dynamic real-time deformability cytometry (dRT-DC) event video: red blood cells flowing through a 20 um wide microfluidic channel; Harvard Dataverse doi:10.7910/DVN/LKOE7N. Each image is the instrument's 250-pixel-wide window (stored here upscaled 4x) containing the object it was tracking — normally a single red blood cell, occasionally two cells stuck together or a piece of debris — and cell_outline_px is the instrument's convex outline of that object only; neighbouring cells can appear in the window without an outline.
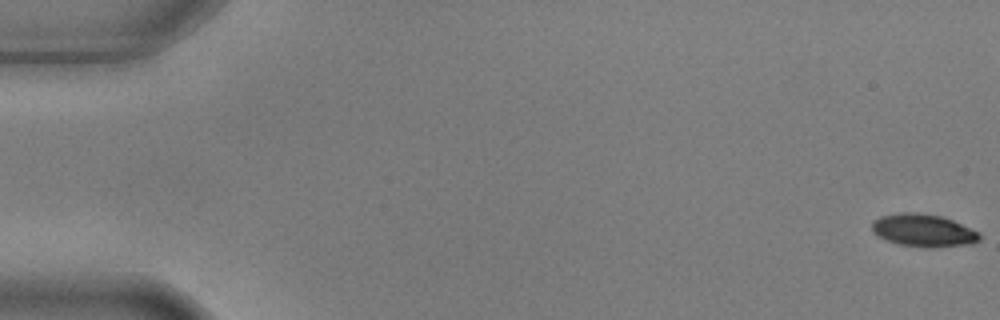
{"species": "common noctule bat (a hibernating species)", "species_latin": "Nyctalus noctula", "temperature_condition": "warm", "stored_images_in_passage": 9, "camera_frame_rate_fps": 3000, "um_per_image_px": 0.085, "animal": {"sex": "male", "body_mass_g": 17.9, "forearm_length_mm": 54.2}, "frame": {"image": 1, "passage_image": 1, "time_ms": 0.0, "image_size_px": [1000, 320], "cell_outline_px": [[980, 240], [972, 244], [924, 248], [900, 244], [876, 236], [872, 232], [872, 220], [880, 216], [900, 212], [920, 212], [940, 216], [952, 220], [980, 232]], "centroid_in_image_um": [78.47, 19.58], "position_along_channel_um": 6.5, "area_um2": 20.63}}
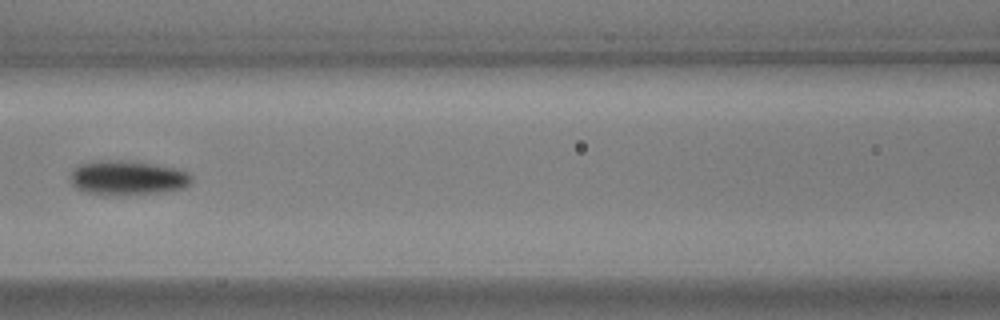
{"frame": {"image": 2, "passage_image": 7, "time_ms": 2.0, "image_size_px": [1000, 320], "cell_outline_px": [[192, 184], [184, 188], [164, 192], [104, 196], [84, 192], [76, 188], [72, 184], [72, 168], [80, 164], [92, 160], [120, 160], [152, 164], [180, 168], [188, 172], [192, 176]], "centroid_in_image_um": [10.85, 15.12], "position_along_channel_um": 155.7, "area_um2": 24.8}}
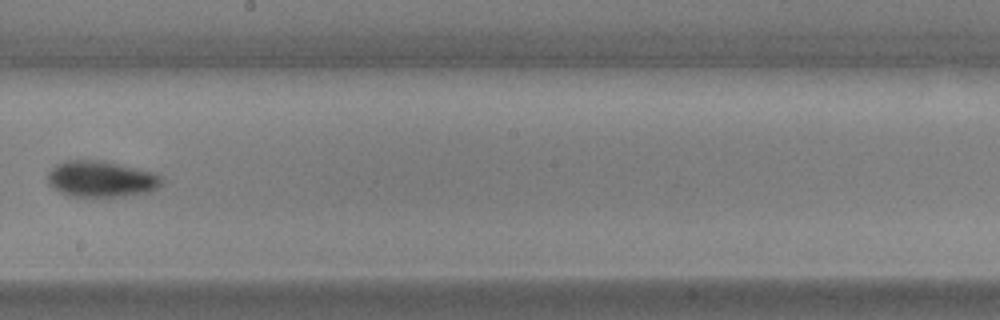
{"frame": {"image": 3, "passage_image": 9, "time_ms": 2.667, "image_size_px": [1000, 320], "cell_outline_px": [[164, 180], [152, 192], [124, 196], [68, 196], [60, 192], [48, 184], [48, 172], [56, 164], [68, 160], [100, 160], [152, 172], [160, 176]], "centroid_in_image_um": [8.58, 15.22], "position_along_channel_um": 239.6, "area_um2": 23.87}}